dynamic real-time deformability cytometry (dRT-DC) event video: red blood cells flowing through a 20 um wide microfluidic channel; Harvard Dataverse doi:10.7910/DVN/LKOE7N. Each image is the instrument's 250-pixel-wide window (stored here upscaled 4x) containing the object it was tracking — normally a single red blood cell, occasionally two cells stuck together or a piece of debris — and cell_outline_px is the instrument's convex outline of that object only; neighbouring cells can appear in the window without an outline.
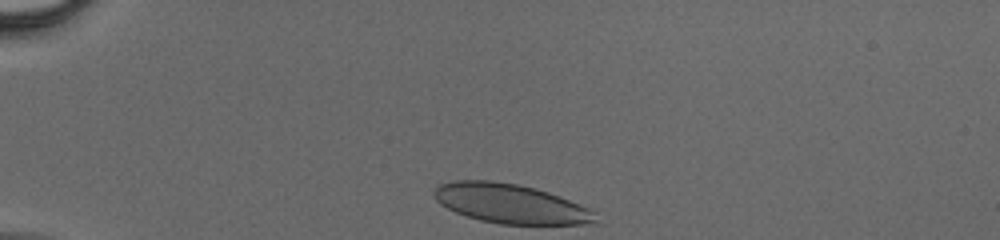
{"species": "human", "species_latin": "Homo sapiens", "temperature_condition": "cold", "stored_images_in_passage": 35, "camera_frame_rate_fps": 3000, "um_per_image_px": 0.085, "donor": {"sex": "male"}, "frame": {"image": 1, "passage_image": 1, "time_ms": 0.0, "image_size_px": [1000, 240], "cell_outline_px": [[596, 224], [500, 224], [480, 220], [456, 212], [440, 204], [432, 196], [432, 192], [440, 184], [456, 180], [488, 180], [516, 184], [536, 188], [548, 192], [568, 200], [596, 212]], "centroid_in_image_um": [43.36, 17.31], "position_along_channel_um": 41.6, "area_um2": 36.82}}
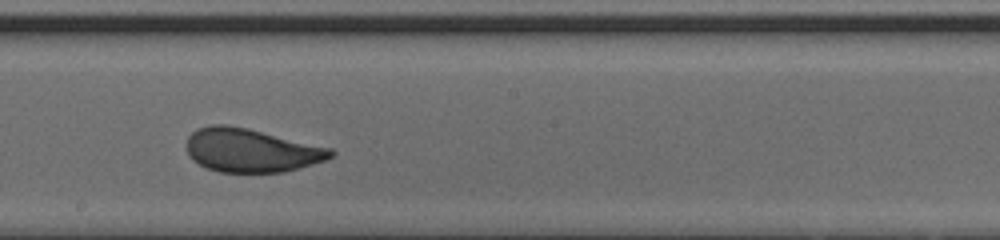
{"frame": {"image": 2, "passage_image": 20, "time_ms": 6.333, "image_size_px": [1000, 240], "cell_outline_px": [[336, 152], [332, 156], [324, 160], [300, 168], [284, 172], [220, 172], [208, 168], [192, 160], [188, 156], [188, 136], [196, 128], [212, 124], [228, 124], [248, 128], [332, 148]], "centroid_in_image_um": [21.35, 12.77], "position_along_channel_um": 226.9, "area_um2": 36.65}}
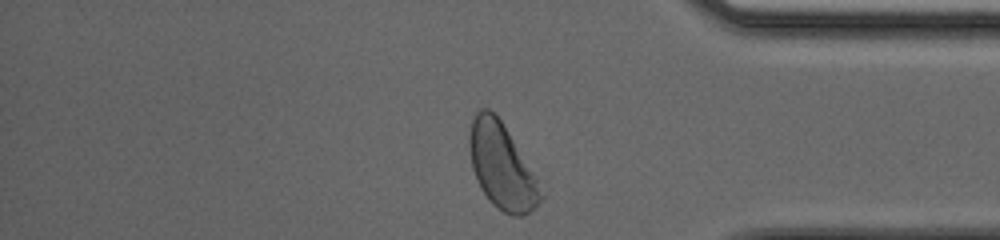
{"frame": {"image": 3, "passage_image": 34, "time_ms": 11.0, "image_size_px": [1000, 240], "cell_outline_px": [[544, 196], [524, 216], [512, 216], [504, 212], [492, 204], [488, 200], [480, 188], [476, 180], [472, 168], [468, 144], [468, 136], [472, 116], [476, 108], [488, 108], [500, 120], [532, 172]], "centroid_in_image_um": [42.57, 14.11], "position_along_channel_um": 392.6, "area_um2": 34.97}}